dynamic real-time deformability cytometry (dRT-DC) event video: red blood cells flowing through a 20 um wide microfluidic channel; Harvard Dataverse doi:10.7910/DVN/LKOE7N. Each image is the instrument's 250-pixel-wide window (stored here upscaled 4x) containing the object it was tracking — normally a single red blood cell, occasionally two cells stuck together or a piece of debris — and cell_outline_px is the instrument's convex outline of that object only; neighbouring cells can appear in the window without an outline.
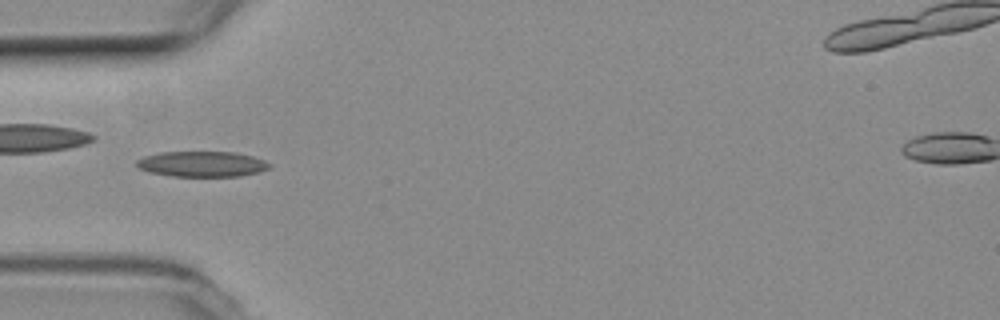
{"species": "common noctule bat (a hibernating species)", "species_latin": "Nyctalus noctula", "temperature_condition": "room temperature", "stored_images_in_passage": 43, "camera_frame_rate_fps": 3000, "um_per_image_px": 0.085, "animal": {"sex": "female", "body_mass_g": 19.3, "forearm_length_mm": 54.1}, "frame": {"image": 1, "passage_image": 7, "time_ms": 2.0, "image_size_px": [1000, 320], "cell_outline_px": [[272, 164], [268, 168], [256, 172], [240, 176], [172, 176], [148, 172], [140, 168], [136, 164], [136, 160], [144, 156], [160, 152], [236, 152], [252, 156], [264, 160]], "centroid_in_image_um": [17.15, 13.93], "position_along_channel_um": 67.9, "area_um2": 19.65}, "authors_computed_cell_mechanics": {"area_um2": 18.6694, "velocity_mm_per_s": 3.7908, "shape_relaxation_time_tau1_ms": 6.8845, "shape_relaxation_time_tau2_ms": 8.7708, "deformation_change_tau1": 0.1648, "deformation_change_tau2": 0.1853}}